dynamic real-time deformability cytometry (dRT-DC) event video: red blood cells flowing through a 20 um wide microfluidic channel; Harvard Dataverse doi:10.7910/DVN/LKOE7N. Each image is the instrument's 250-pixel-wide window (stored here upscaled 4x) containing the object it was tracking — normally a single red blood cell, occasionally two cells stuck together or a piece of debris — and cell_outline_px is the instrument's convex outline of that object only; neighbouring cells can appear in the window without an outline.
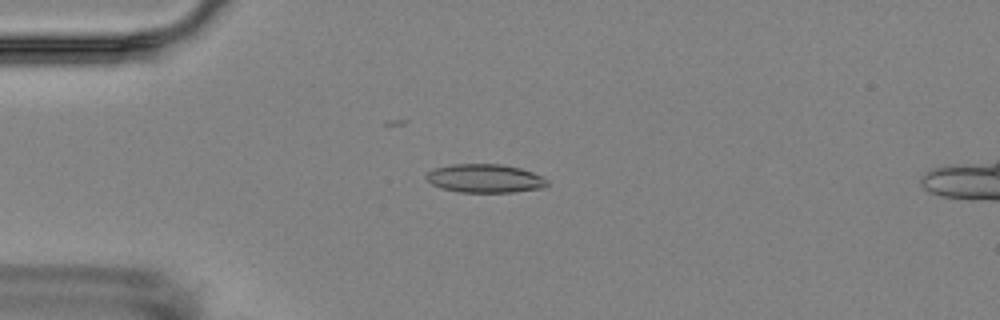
{"species": "Egyptian fruit bat (a non-hibernating species)", "species_latin": "Rousettus aegyptiacus", "temperature_condition": "room temperature", "stored_images_in_passage": 4, "camera_frame_rate_fps": 3000, "um_per_image_px": 0.085, "animal": {"sex": "female"}, "frame": {"image": 1, "passage_image": 4, "time_ms": 4.333, "image_size_px": [1000, 320], "cell_outline_px": [[548, 184], [544, 188], [512, 192], [460, 192], [440, 188], [432, 184], [424, 176], [432, 168], [452, 164], [500, 164], [520, 168], [544, 176], [548, 180]], "centroid_in_image_um": [41.22, 15.16], "position_along_channel_um": 43.8, "area_um2": 20.29}}